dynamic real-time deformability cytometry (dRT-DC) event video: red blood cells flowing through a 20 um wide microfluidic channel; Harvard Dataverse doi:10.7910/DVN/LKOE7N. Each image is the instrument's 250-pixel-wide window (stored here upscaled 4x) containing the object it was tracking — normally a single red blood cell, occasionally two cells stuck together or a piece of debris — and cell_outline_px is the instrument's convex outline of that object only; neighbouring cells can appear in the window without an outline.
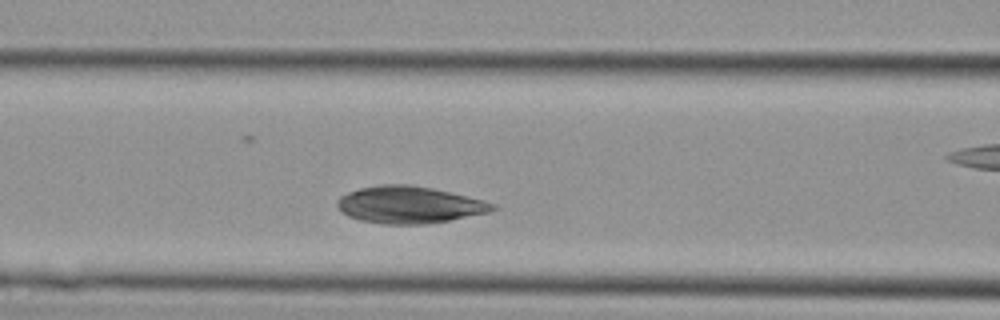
{"species": "Egyptian fruit bat (a non-hibernating species)", "species_latin": "Rousettus aegyptiacus", "temperature_condition": "cold", "stored_images_in_passage": 26, "camera_frame_rate_fps": 3000, "um_per_image_px": 0.085, "animal": {"sex": "female"}, "frame": {"image": 1, "passage_image": 5, "time_ms": 1.333, "image_size_px": [1000, 320], "cell_outline_px": [[496, 208], [488, 212], [448, 220], [424, 224], [380, 224], [360, 220], [348, 216], [340, 212], [336, 204], [336, 200], [340, 196], [348, 192], [360, 188], [380, 184], [408, 184], [432, 188], [484, 200], [496, 204]], "centroid_in_image_um": [34.73, 17.4], "position_along_channel_um": 131.9, "area_um2": 33.47}}